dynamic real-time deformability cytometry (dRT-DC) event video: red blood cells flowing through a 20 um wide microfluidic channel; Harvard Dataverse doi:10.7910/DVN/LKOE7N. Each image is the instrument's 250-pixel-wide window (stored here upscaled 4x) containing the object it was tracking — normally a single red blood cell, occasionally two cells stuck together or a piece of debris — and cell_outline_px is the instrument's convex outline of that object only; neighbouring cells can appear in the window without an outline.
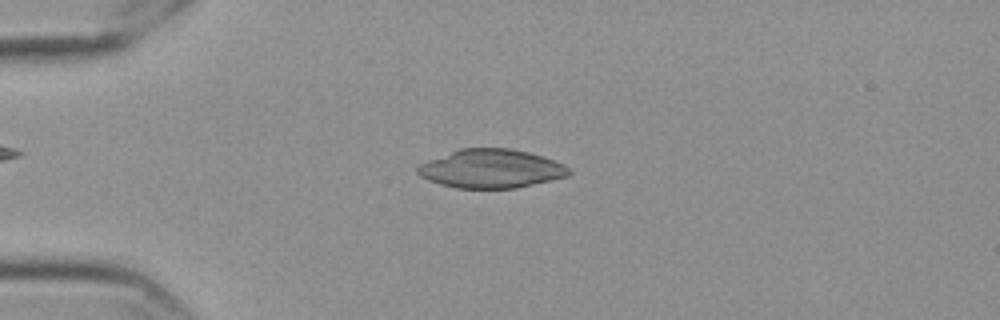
{"species": "Egyptian fruit bat (a non-hibernating species)", "species_latin": "Rousettus aegyptiacus", "temperature_condition": "cold", "stored_images_in_passage": 52, "camera_frame_rate_fps": 3000, "um_per_image_px": 0.085, "frame": {"image": 1, "passage_image": 10, "time_ms": 3.0, "image_size_px": [1000, 320], "cell_outline_px": [[572, 172], [568, 176], [552, 180], [516, 188], [456, 188], [440, 184], [428, 180], [420, 176], [416, 172], [416, 168], [420, 164], [428, 160], [460, 148], [508, 148], [528, 152], [544, 156], [564, 164]], "centroid_in_image_um": [41.75, 14.34], "position_along_channel_um": 43.3, "area_um2": 34.16}}
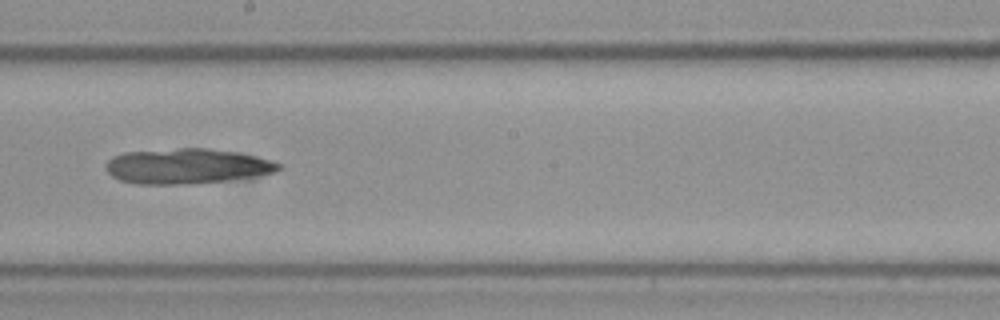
{"frame": {"image": 2, "passage_image": 28, "time_ms": 9.0, "image_size_px": [1000, 320], "cell_outline_px": [[284, 168], [276, 172], [252, 176], [224, 180], [176, 184], [136, 184], [120, 180], [112, 176], [104, 168], [104, 164], [112, 156], [124, 152], [180, 148], [208, 148], [236, 152], [272, 160], [284, 164]], "centroid_in_image_um": [15.87, 14.11], "position_along_channel_um": 232.3, "area_um2": 35.37}}
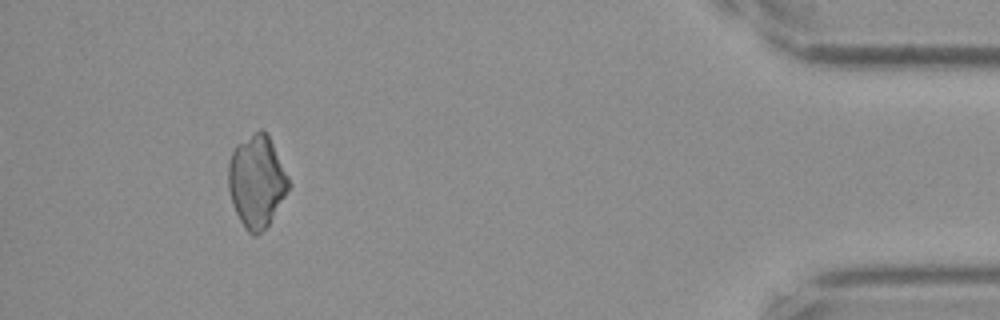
{"frame": {"image": 3, "passage_image": 48, "time_ms": 15.667, "image_size_px": [1000, 320], "cell_outline_px": [[292, 184], [268, 224], [256, 236], [252, 236], [244, 228], [232, 204], [228, 188], [228, 164], [232, 152], [240, 144], [260, 128], [268, 136]], "centroid_in_image_um": [21.81, 15.46], "position_along_channel_um": 413.4, "area_um2": 31.79}}